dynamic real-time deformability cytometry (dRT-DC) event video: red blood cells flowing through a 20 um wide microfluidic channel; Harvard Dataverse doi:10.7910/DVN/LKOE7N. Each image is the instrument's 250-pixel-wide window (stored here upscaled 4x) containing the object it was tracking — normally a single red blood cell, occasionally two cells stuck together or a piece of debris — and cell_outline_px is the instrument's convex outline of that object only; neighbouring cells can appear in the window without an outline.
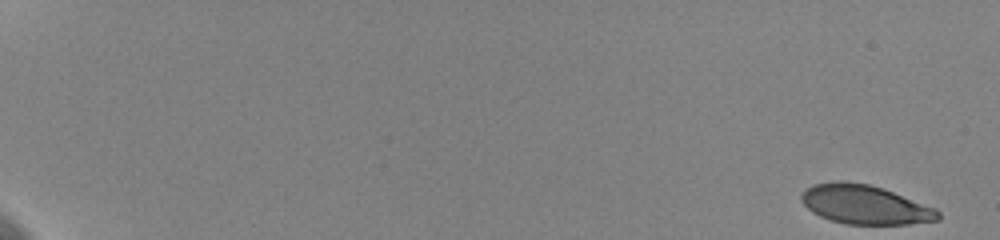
{"species": "human", "species_latin": "Homo sapiens", "temperature_condition": "cold", "stored_images_in_passage": 38, "camera_frame_rate_fps": 3000, "um_per_image_px": 0.085, "donor": {"sex": "female"}, "frame": {"image": 1, "passage_image": 1, "time_ms": 0.0, "image_size_px": [1000, 240], "cell_outline_px": [[940, 220], [908, 224], [844, 224], [828, 220], [812, 212], [800, 200], [800, 196], [812, 184], [836, 180], [840, 180], [868, 184], [884, 188], [936, 208], [940, 212]], "centroid_in_image_um": [73.52, 17.39], "position_along_channel_um": 11.5, "area_um2": 31.39}}
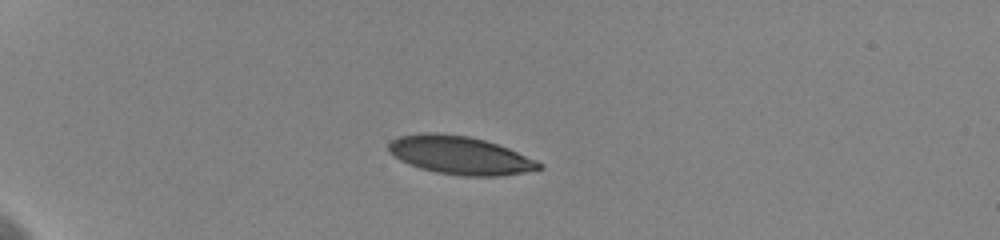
{"frame": {"image": 2, "passage_image": 17, "time_ms": 5.333, "image_size_px": [1000, 240], "cell_outline_px": [[544, 168], [524, 172], [500, 176], [464, 176], [436, 172], [420, 168], [400, 160], [388, 152], [388, 144], [392, 140], [400, 136], [420, 132], [436, 132], [468, 136], [484, 140], [508, 148], [536, 160], [544, 164]], "centroid_in_image_um": [39.09, 13.19], "position_along_channel_um": 45.9, "area_um2": 33.47}}
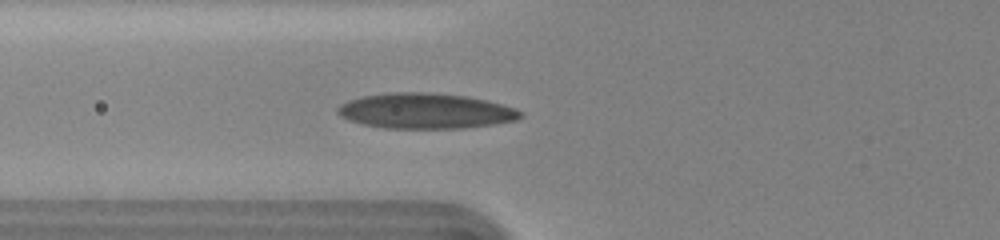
{"frame": {"image": 3, "passage_image": 25, "time_ms": 8.0, "image_size_px": [1000, 240], "cell_outline_px": [[524, 116], [516, 120], [496, 124], [464, 128], [384, 128], [364, 124], [348, 120], [340, 116], [336, 112], [336, 108], [340, 104], [348, 100], [364, 96], [392, 92], [424, 92], [468, 96], [516, 108]], "centroid_in_image_um": [36.15, 9.43], "position_along_channel_um": 89.6, "area_um2": 37.69}}